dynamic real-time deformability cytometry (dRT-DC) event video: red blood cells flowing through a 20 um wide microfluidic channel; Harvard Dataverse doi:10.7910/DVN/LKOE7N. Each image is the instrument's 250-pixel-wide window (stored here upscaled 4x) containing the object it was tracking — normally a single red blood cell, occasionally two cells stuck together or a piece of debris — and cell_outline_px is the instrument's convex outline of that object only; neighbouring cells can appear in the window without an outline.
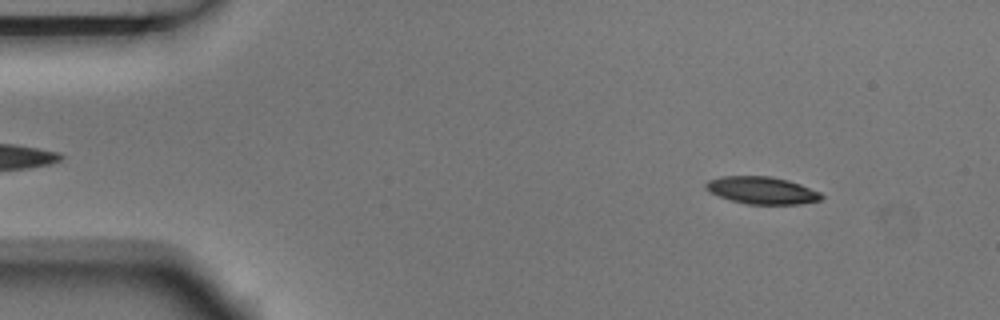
{"species": "Egyptian fruit bat (a non-hibernating species)", "species_latin": "Rousettus aegyptiacus", "temperature_condition": "room temperature", "stored_images_in_passage": 5, "camera_frame_rate_fps": 3000, "um_per_image_px": 0.085, "animal": {"sex": "male"}, "frame": {"image": 1, "passage_image": 1, "time_ms": 0.0, "image_size_px": [1000, 320], "cell_outline_px": [[824, 196], [820, 200], [800, 204], [748, 204], [732, 200], [708, 192], [704, 188], [704, 184], [708, 180], [720, 176], [772, 176], [788, 180], [800, 184], [820, 192]], "centroid_in_image_um": [64.74, 16.17], "position_along_channel_um": 20.3, "area_um2": 18.44}}
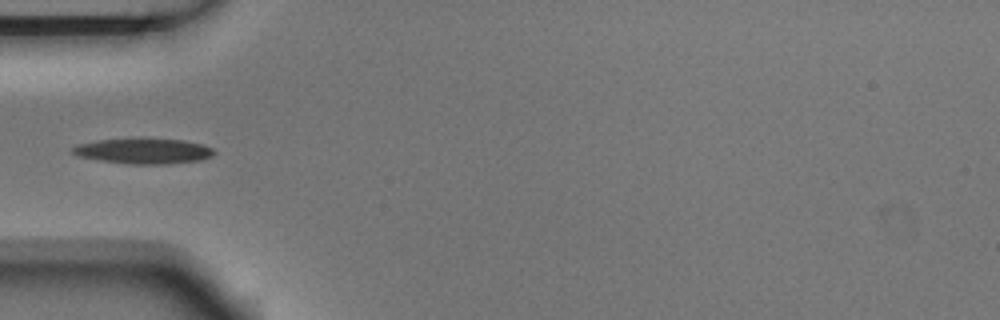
{"frame": {"image": 2, "passage_image": 4, "time_ms": 1.0, "image_size_px": [1000, 320], "cell_outline_px": [[216, 152], [212, 156], [204, 160], [168, 164], [128, 164], [100, 160], [76, 156], [72, 152], [72, 148], [80, 144], [100, 140], [184, 140], [200, 144], [212, 148]], "centroid_in_image_um": [12.25, 12.87], "position_along_channel_um": 72.8, "area_um2": 20.4}}
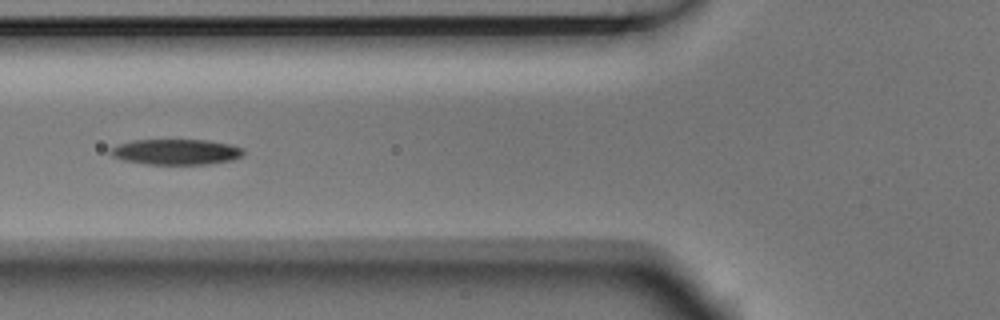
{"frame": {"image": 3, "passage_image": 5, "time_ms": 1.333, "image_size_px": [1000, 320], "cell_outline_px": [[244, 152], [240, 156], [232, 160], [208, 164], [148, 164], [124, 160], [112, 156], [108, 152], [112, 148], [120, 144], [132, 140], [208, 140], [228, 144], [244, 148]], "centroid_in_image_um": [14.97, 12.91], "position_along_channel_um": 110.8, "area_um2": 19.65}}